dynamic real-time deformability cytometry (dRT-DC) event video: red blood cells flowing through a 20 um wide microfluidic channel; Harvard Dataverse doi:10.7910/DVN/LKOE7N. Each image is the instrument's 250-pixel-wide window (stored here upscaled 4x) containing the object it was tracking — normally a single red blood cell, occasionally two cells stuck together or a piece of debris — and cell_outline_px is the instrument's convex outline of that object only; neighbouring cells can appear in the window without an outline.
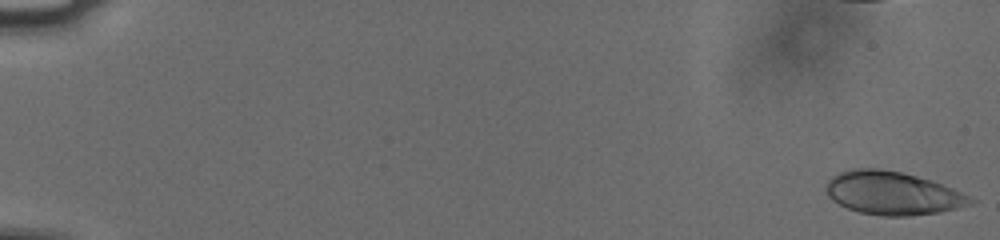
{"species": "human", "species_latin": "Homo sapiens", "temperature_condition": "cold", "stored_images_in_passage": 50, "camera_frame_rate_fps": 3000, "um_per_image_px": 0.085, "donor": {"sex": "male"}, "frame": {"image": 1, "passage_image": 1, "time_ms": 0.0, "image_size_px": [1000, 240], "cell_outline_px": [[976, 200], [972, 204], [940, 212], [908, 216], [880, 216], [860, 212], [848, 208], [832, 200], [828, 196], [824, 188], [828, 180], [832, 176], [840, 172], [852, 168], [876, 168], [900, 172], [916, 176], [952, 188]], "centroid_in_image_um": [75.82, 16.42], "position_along_channel_um": 9.2, "area_um2": 36.13}}